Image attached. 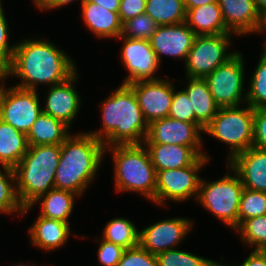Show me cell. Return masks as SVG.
Wrapping results in <instances>:
<instances>
[{"label":"cell","instance_id":"cell-1","mask_svg":"<svg viewBox=\"0 0 266 266\" xmlns=\"http://www.w3.org/2000/svg\"><path fill=\"white\" fill-rule=\"evenodd\" d=\"M76 64L65 51L43 39H24L16 43L11 62L0 75H10L21 81L16 87L37 90V85H57L77 72Z\"/></svg>","mask_w":266,"mask_h":266},{"label":"cell","instance_id":"cell-2","mask_svg":"<svg viewBox=\"0 0 266 266\" xmlns=\"http://www.w3.org/2000/svg\"><path fill=\"white\" fill-rule=\"evenodd\" d=\"M102 127L88 132L105 147L143 144L148 132L136 94L129 85L121 84L101 103Z\"/></svg>","mask_w":266,"mask_h":266},{"label":"cell","instance_id":"cell-3","mask_svg":"<svg viewBox=\"0 0 266 266\" xmlns=\"http://www.w3.org/2000/svg\"><path fill=\"white\" fill-rule=\"evenodd\" d=\"M105 156V145L88 132L70 135L60 145L59 165L54 187L82 196L92 181Z\"/></svg>","mask_w":266,"mask_h":266},{"label":"cell","instance_id":"cell-4","mask_svg":"<svg viewBox=\"0 0 266 266\" xmlns=\"http://www.w3.org/2000/svg\"><path fill=\"white\" fill-rule=\"evenodd\" d=\"M60 145L29 146L13 169L18 199L23 207L31 206L54 187L59 165Z\"/></svg>","mask_w":266,"mask_h":266},{"label":"cell","instance_id":"cell-5","mask_svg":"<svg viewBox=\"0 0 266 266\" xmlns=\"http://www.w3.org/2000/svg\"><path fill=\"white\" fill-rule=\"evenodd\" d=\"M111 151L114 161L116 191L136 192L155 203L157 172L149 152L143 144L112 145L105 147Z\"/></svg>","mask_w":266,"mask_h":266},{"label":"cell","instance_id":"cell-6","mask_svg":"<svg viewBox=\"0 0 266 266\" xmlns=\"http://www.w3.org/2000/svg\"><path fill=\"white\" fill-rule=\"evenodd\" d=\"M241 107L242 105L219 108L217 114L203 132L228 145V161L236 154L253 146L255 109L249 104L244 108Z\"/></svg>","mask_w":266,"mask_h":266},{"label":"cell","instance_id":"cell-7","mask_svg":"<svg viewBox=\"0 0 266 266\" xmlns=\"http://www.w3.org/2000/svg\"><path fill=\"white\" fill-rule=\"evenodd\" d=\"M231 171V175L229 172ZM233 172V173H232ZM244 186L240 177L230 167L224 177L207 182L201 179L196 200L226 226L238 228V211Z\"/></svg>","mask_w":266,"mask_h":266},{"label":"cell","instance_id":"cell-8","mask_svg":"<svg viewBox=\"0 0 266 266\" xmlns=\"http://www.w3.org/2000/svg\"><path fill=\"white\" fill-rule=\"evenodd\" d=\"M210 160L200 156L191 166L156 171L155 205L166 206L165 201L182 202L198 196L202 167Z\"/></svg>","mask_w":266,"mask_h":266},{"label":"cell","instance_id":"cell-9","mask_svg":"<svg viewBox=\"0 0 266 266\" xmlns=\"http://www.w3.org/2000/svg\"><path fill=\"white\" fill-rule=\"evenodd\" d=\"M5 81L0 75V119L27 135L42 113L39 95L36 90L7 88Z\"/></svg>","mask_w":266,"mask_h":266},{"label":"cell","instance_id":"cell-10","mask_svg":"<svg viewBox=\"0 0 266 266\" xmlns=\"http://www.w3.org/2000/svg\"><path fill=\"white\" fill-rule=\"evenodd\" d=\"M231 37L232 33L196 35L184 64L186 77L205 78L231 58L236 53L228 52Z\"/></svg>","mask_w":266,"mask_h":266},{"label":"cell","instance_id":"cell-11","mask_svg":"<svg viewBox=\"0 0 266 266\" xmlns=\"http://www.w3.org/2000/svg\"><path fill=\"white\" fill-rule=\"evenodd\" d=\"M243 55L236 52L225 63L218 66L204 79L208 84L216 104L221 107H235L246 103L247 93L244 91V64Z\"/></svg>","mask_w":266,"mask_h":266},{"label":"cell","instance_id":"cell-12","mask_svg":"<svg viewBox=\"0 0 266 266\" xmlns=\"http://www.w3.org/2000/svg\"><path fill=\"white\" fill-rule=\"evenodd\" d=\"M123 41L120 51L121 61L129 74L122 84L129 85L136 81L156 80L155 73L160 70V62L149 40L133 39L119 36Z\"/></svg>","mask_w":266,"mask_h":266},{"label":"cell","instance_id":"cell-13","mask_svg":"<svg viewBox=\"0 0 266 266\" xmlns=\"http://www.w3.org/2000/svg\"><path fill=\"white\" fill-rule=\"evenodd\" d=\"M204 132L197 124L166 117L148 125L144 143L190 146L199 156L210 157L203 152Z\"/></svg>","mask_w":266,"mask_h":266},{"label":"cell","instance_id":"cell-14","mask_svg":"<svg viewBox=\"0 0 266 266\" xmlns=\"http://www.w3.org/2000/svg\"><path fill=\"white\" fill-rule=\"evenodd\" d=\"M129 86L136 94L144 119L148 123L168 117L174 83L167 79L136 81Z\"/></svg>","mask_w":266,"mask_h":266},{"label":"cell","instance_id":"cell-15","mask_svg":"<svg viewBox=\"0 0 266 266\" xmlns=\"http://www.w3.org/2000/svg\"><path fill=\"white\" fill-rule=\"evenodd\" d=\"M193 221L177 217L157 221L140 230L139 245L153 255L175 249L193 227Z\"/></svg>","mask_w":266,"mask_h":266},{"label":"cell","instance_id":"cell-16","mask_svg":"<svg viewBox=\"0 0 266 266\" xmlns=\"http://www.w3.org/2000/svg\"><path fill=\"white\" fill-rule=\"evenodd\" d=\"M196 34L182 22L174 25H160L149 40L161 63V55L182 59L185 63Z\"/></svg>","mask_w":266,"mask_h":266},{"label":"cell","instance_id":"cell-17","mask_svg":"<svg viewBox=\"0 0 266 266\" xmlns=\"http://www.w3.org/2000/svg\"><path fill=\"white\" fill-rule=\"evenodd\" d=\"M79 74L76 72L63 83L49 87L45 107L42 112L61 120L71 128V124L81 108V98L75 89Z\"/></svg>","mask_w":266,"mask_h":266},{"label":"cell","instance_id":"cell-18","mask_svg":"<svg viewBox=\"0 0 266 266\" xmlns=\"http://www.w3.org/2000/svg\"><path fill=\"white\" fill-rule=\"evenodd\" d=\"M227 167H231L240 177L244 188L266 192V151L251 146L236 154Z\"/></svg>","mask_w":266,"mask_h":266},{"label":"cell","instance_id":"cell-19","mask_svg":"<svg viewBox=\"0 0 266 266\" xmlns=\"http://www.w3.org/2000/svg\"><path fill=\"white\" fill-rule=\"evenodd\" d=\"M218 3L226 29L233 36L255 34L261 15L254 0H218Z\"/></svg>","mask_w":266,"mask_h":266},{"label":"cell","instance_id":"cell-20","mask_svg":"<svg viewBox=\"0 0 266 266\" xmlns=\"http://www.w3.org/2000/svg\"><path fill=\"white\" fill-rule=\"evenodd\" d=\"M81 17L84 25L97 38H118L122 32V22L118 12H112L93 2H82Z\"/></svg>","mask_w":266,"mask_h":266},{"label":"cell","instance_id":"cell-21","mask_svg":"<svg viewBox=\"0 0 266 266\" xmlns=\"http://www.w3.org/2000/svg\"><path fill=\"white\" fill-rule=\"evenodd\" d=\"M29 238L37 248L52 251L67 243L70 236L69 223L38 216L28 229Z\"/></svg>","mask_w":266,"mask_h":266},{"label":"cell","instance_id":"cell-22","mask_svg":"<svg viewBox=\"0 0 266 266\" xmlns=\"http://www.w3.org/2000/svg\"><path fill=\"white\" fill-rule=\"evenodd\" d=\"M156 171L191 166L200 156L185 145L143 143Z\"/></svg>","mask_w":266,"mask_h":266},{"label":"cell","instance_id":"cell-23","mask_svg":"<svg viewBox=\"0 0 266 266\" xmlns=\"http://www.w3.org/2000/svg\"><path fill=\"white\" fill-rule=\"evenodd\" d=\"M188 81L184 91L187 93L195 112L196 124L204 131L219 110L208 84L204 78L186 77Z\"/></svg>","mask_w":266,"mask_h":266},{"label":"cell","instance_id":"cell-24","mask_svg":"<svg viewBox=\"0 0 266 266\" xmlns=\"http://www.w3.org/2000/svg\"><path fill=\"white\" fill-rule=\"evenodd\" d=\"M186 24L196 35H218L230 33L224 24L218 2L186 9Z\"/></svg>","mask_w":266,"mask_h":266},{"label":"cell","instance_id":"cell-25","mask_svg":"<svg viewBox=\"0 0 266 266\" xmlns=\"http://www.w3.org/2000/svg\"><path fill=\"white\" fill-rule=\"evenodd\" d=\"M75 197L79 196L69 191L53 188L46 194L41 195L31 206L24 207L22 216L24 217V214L35 204L40 203L41 212L39 216L70 224L68 219L74 209Z\"/></svg>","mask_w":266,"mask_h":266},{"label":"cell","instance_id":"cell-26","mask_svg":"<svg viewBox=\"0 0 266 266\" xmlns=\"http://www.w3.org/2000/svg\"><path fill=\"white\" fill-rule=\"evenodd\" d=\"M70 127L42 112L27 133L29 146L61 145L69 136Z\"/></svg>","mask_w":266,"mask_h":266},{"label":"cell","instance_id":"cell-27","mask_svg":"<svg viewBox=\"0 0 266 266\" xmlns=\"http://www.w3.org/2000/svg\"><path fill=\"white\" fill-rule=\"evenodd\" d=\"M28 147L27 135L0 119V165L14 169Z\"/></svg>","mask_w":266,"mask_h":266},{"label":"cell","instance_id":"cell-28","mask_svg":"<svg viewBox=\"0 0 266 266\" xmlns=\"http://www.w3.org/2000/svg\"><path fill=\"white\" fill-rule=\"evenodd\" d=\"M184 0H147L145 13L159 25H174L185 22Z\"/></svg>","mask_w":266,"mask_h":266},{"label":"cell","instance_id":"cell-29","mask_svg":"<svg viewBox=\"0 0 266 266\" xmlns=\"http://www.w3.org/2000/svg\"><path fill=\"white\" fill-rule=\"evenodd\" d=\"M139 235L140 231L131 220L116 217L106 223L102 239L130 249L139 246Z\"/></svg>","mask_w":266,"mask_h":266},{"label":"cell","instance_id":"cell-30","mask_svg":"<svg viewBox=\"0 0 266 266\" xmlns=\"http://www.w3.org/2000/svg\"><path fill=\"white\" fill-rule=\"evenodd\" d=\"M2 168V170H1ZM0 168V213L12 214L23 213V206L20 203L16 191L15 175L12 168L1 165Z\"/></svg>","mask_w":266,"mask_h":266},{"label":"cell","instance_id":"cell-31","mask_svg":"<svg viewBox=\"0 0 266 266\" xmlns=\"http://www.w3.org/2000/svg\"><path fill=\"white\" fill-rule=\"evenodd\" d=\"M248 88L246 104L254 109H266V55L261 53Z\"/></svg>","mask_w":266,"mask_h":266},{"label":"cell","instance_id":"cell-32","mask_svg":"<svg viewBox=\"0 0 266 266\" xmlns=\"http://www.w3.org/2000/svg\"><path fill=\"white\" fill-rule=\"evenodd\" d=\"M243 243L261 250L266 247V215L245 220L236 230ZM253 245V246H252Z\"/></svg>","mask_w":266,"mask_h":266},{"label":"cell","instance_id":"cell-33","mask_svg":"<svg viewBox=\"0 0 266 266\" xmlns=\"http://www.w3.org/2000/svg\"><path fill=\"white\" fill-rule=\"evenodd\" d=\"M156 258L158 266H221L220 262L176 248L161 252Z\"/></svg>","mask_w":266,"mask_h":266},{"label":"cell","instance_id":"cell-34","mask_svg":"<svg viewBox=\"0 0 266 266\" xmlns=\"http://www.w3.org/2000/svg\"><path fill=\"white\" fill-rule=\"evenodd\" d=\"M266 215V192L244 188L238 211V227L247 219Z\"/></svg>","mask_w":266,"mask_h":266},{"label":"cell","instance_id":"cell-35","mask_svg":"<svg viewBox=\"0 0 266 266\" xmlns=\"http://www.w3.org/2000/svg\"><path fill=\"white\" fill-rule=\"evenodd\" d=\"M160 25L146 13L122 23L121 36L133 39L150 40Z\"/></svg>","mask_w":266,"mask_h":266},{"label":"cell","instance_id":"cell-36","mask_svg":"<svg viewBox=\"0 0 266 266\" xmlns=\"http://www.w3.org/2000/svg\"><path fill=\"white\" fill-rule=\"evenodd\" d=\"M168 117L196 124L195 112L192 109L191 101L184 90L175 91L174 87V94Z\"/></svg>","mask_w":266,"mask_h":266},{"label":"cell","instance_id":"cell-37","mask_svg":"<svg viewBox=\"0 0 266 266\" xmlns=\"http://www.w3.org/2000/svg\"><path fill=\"white\" fill-rule=\"evenodd\" d=\"M118 266H158L156 255L143 249L140 245L125 249Z\"/></svg>","mask_w":266,"mask_h":266},{"label":"cell","instance_id":"cell-38","mask_svg":"<svg viewBox=\"0 0 266 266\" xmlns=\"http://www.w3.org/2000/svg\"><path fill=\"white\" fill-rule=\"evenodd\" d=\"M0 0V73L11 62L16 44L9 46V25Z\"/></svg>","mask_w":266,"mask_h":266},{"label":"cell","instance_id":"cell-39","mask_svg":"<svg viewBox=\"0 0 266 266\" xmlns=\"http://www.w3.org/2000/svg\"><path fill=\"white\" fill-rule=\"evenodd\" d=\"M99 242L97 252L99 263L102 266H118L125 248L104 239H100Z\"/></svg>","mask_w":266,"mask_h":266},{"label":"cell","instance_id":"cell-40","mask_svg":"<svg viewBox=\"0 0 266 266\" xmlns=\"http://www.w3.org/2000/svg\"><path fill=\"white\" fill-rule=\"evenodd\" d=\"M253 146L266 151V109H255L253 119Z\"/></svg>","mask_w":266,"mask_h":266},{"label":"cell","instance_id":"cell-41","mask_svg":"<svg viewBox=\"0 0 266 266\" xmlns=\"http://www.w3.org/2000/svg\"><path fill=\"white\" fill-rule=\"evenodd\" d=\"M146 2L147 0H120L118 13L121 22L145 13Z\"/></svg>","mask_w":266,"mask_h":266},{"label":"cell","instance_id":"cell-42","mask_svg":"<svg viewBox=\"0 0 266 266\" xmlns=\"http://www.w3.org/2000/svg\"><path fill=\"white\" fill-rule=\"evenodd\" d=\"M241 263L240 265L234 266H266V255L261 250H253ZM221 266H228V264L225 265L221 263Z\"/></svg>","mask_w":266,"mask_h":266},{"label":"cell","instance_id":"cell-43","mask_svg":"<svg viewBox=\"0 0 266 266\" xmlns=\"http://www.w3.org/2000/svg\"><path fill=\"white\" fill-rule=\"evenodd\" d=\"M73 1H76V0H36L33 3L35 7L37 6L36 8H39V10L41 9L42 11L43 10L48 11L49 9L50 10L58 9L62 6L71 4V2ZM80 1H81L80 2V5H81L84 0H80Z\"/></svg>","mask_w":266,"mask_h":266},{"label":"cell","instance_id":"cell-44","mask_svg":"<svg viewBox=\"0 0 266 266\" xmlns=\"http://www.w3.org/2000/svg\"><path fill=\"white\" fill-rule=\"evenodd\" d=\"M83 2H93L99 4L100 6L112 12L119 11L120 0H84Z\"/></svg>","mask_w":266,"mask_h":266},{"label":"cell","instance_id":"cell-45","mask_svg":"<svg viewBox=\"0 0 266 266\" xmlns=\"http://www.w3.org/2000/svg\"><path fill=\"white\" fill-rule=\"evenodd\" d=\"M184 2L186 9H192L206 5L208 3L218 2V0H184Z\"/></svg>","mask_w":266,"mask_h":266},{"label":"cell","instance_id":"cell-46","mask_svg":"<svg viewBox=\"0 0 266 266\" xmlns=\"http://www.w3.org/2000/svg\"><path fill=\"white\" fill-rule=\"evenodd\" d=\"M255 33H265L266 34V13L262 14L259 20L258 28ZM262 54L266 55V40L264 41V45L261 48Z\"/></svg>","mask_w":266,"mask_h":266},{"label":"cell","instance_id":"cell-47","mask_svg":"<svg viewBox=\"0 0 266 266\" xmlns=\"http://www.w3.org/2000/svg\"><path fill=\"white\" fill-rule=\"evenodd\" d=\"M255 7L260 15L266 13V0H254Z\"/></svg>","mask_w":266,"mask_h":266},{"label":"cell","instance_id":"cell-48","mask_svg":"<svg viewBox=\"0 0 266 266\" xmlns=\"http://www.w3.org/2000/svg\"><path fill=\"white\" fill-rule=\"evenodd\" d=\"M34 265H35V264H32V265L30 264V265H28V264H26V263H25V264L20 263V264H18V265H17V264H14L13 266H34Z\"/></svg>","mask_w":266,"mask_h":266},{"label":"cell","instance_id":"cell-49","mask_svg":"<svg viewBox=\"0 0 266 266\" xmlns=\"http://www.w3.org/2000/svg\"><path fill=\"white\" fill-rule=\"evenodd\" d=\"M261 251L266 255V247L261 249Z\"/></svg>","mask_w":266,"mask_h":266}]
</instances>
